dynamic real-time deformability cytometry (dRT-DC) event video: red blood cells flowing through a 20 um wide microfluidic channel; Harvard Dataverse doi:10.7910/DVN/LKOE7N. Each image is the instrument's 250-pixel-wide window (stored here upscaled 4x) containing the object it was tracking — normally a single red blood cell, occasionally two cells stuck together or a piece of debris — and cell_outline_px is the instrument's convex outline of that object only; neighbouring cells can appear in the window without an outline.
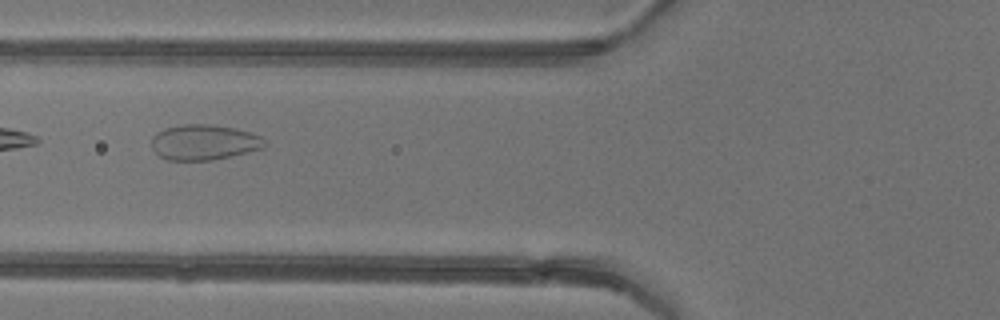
{"species": "common noctule bat (a hibernating species)", "species_latin": "Nyctalus noctula", "temperature_condition": "warm", "stored_images_in_passage": 3, "camera_frame_rate_fps": 3000, "um_per_image_px": 0.085, "animal": {"sex": "female"}, "frame": {"image": 1, "passage_image": 2, "time_ms": 1.333, "image_size_px": [1000, 320], "cell_outline_px": [[264, 148], [212, 160], [168, 160], [160, 156], [152, 148], [152, 136], [156, 132], [164, 128], [184, 124], [212, 124], [232, 128], [248, 132], [260, 136], [264, 140]], "centroid_in_image_um": [17.3, 12.09], "position_along_channel_um": 108.5, "area_um2": 23.12}}
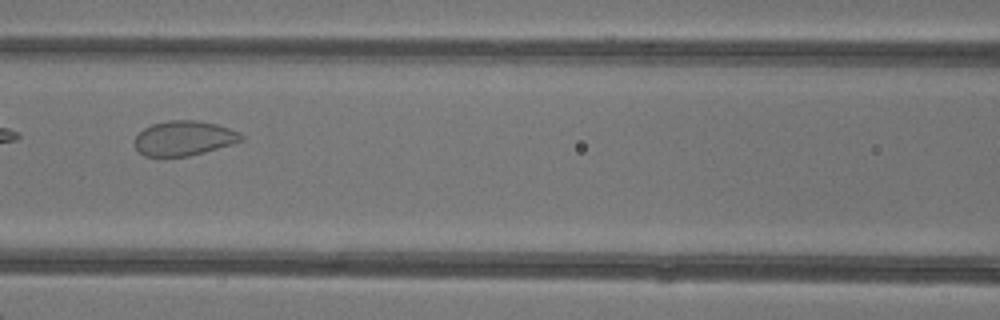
{"frame": {"image": 2, "passage_image": 3, "time_ms": 2.333, "image_size_px": [1000, 320], "cell_outline_px": [[244, 140], [232, 144], [204, 152], [188, 156], [144, 156], [136, 148], [136, 136], [144, 128], [152, 124], [168, 120], [192, 120], [216, 124], [240, 132], [244, 136]], "centroid_in_image_um": [15.66, 11.74], "position_along_channel_um": 150.9, "area_um2": 21.39}}